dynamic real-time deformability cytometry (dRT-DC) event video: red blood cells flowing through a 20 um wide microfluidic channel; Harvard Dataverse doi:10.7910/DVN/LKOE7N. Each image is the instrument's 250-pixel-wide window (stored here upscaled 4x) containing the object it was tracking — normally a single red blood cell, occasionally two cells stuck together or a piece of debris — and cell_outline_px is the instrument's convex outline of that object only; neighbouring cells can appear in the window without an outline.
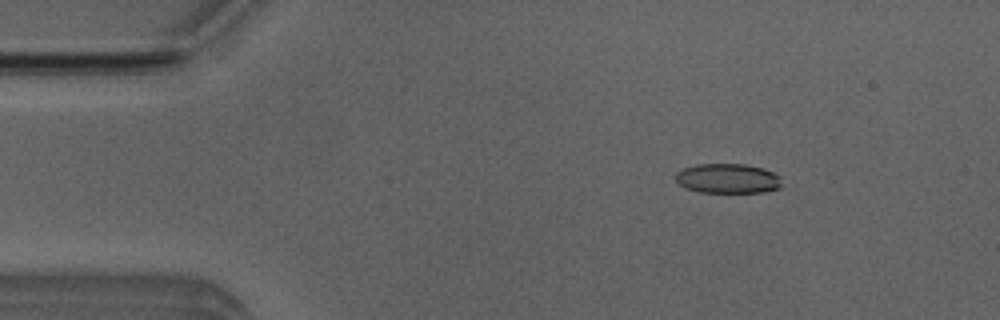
{"species": "Egyptian fruit bat (a non-hibernating species)", "species_latin": "Rousettus aegyptiacus", "temperature_condition": "room temperature", "stored_images_in_passage": 51, "camera_frame_rate_fps": 3000, "um_per_image_px": 0.085, "animal": {"sex": "male"}, "frame": {"image": 1, "passage_image": 7, "time_ms": 2.0, "image_size_px": [1000, 320], "cell_outline_px": [[780, 188], [764, 192], [700, 192], [684, 188], [676, 180], [676, 172], [684, 168], [696, 164], [744, 164], [764, 168], [780, 176]], "centroid_in_image_um": [61.85, 15.17], "position_along_channel_um": 23.1, "area_um2": 18.38}}
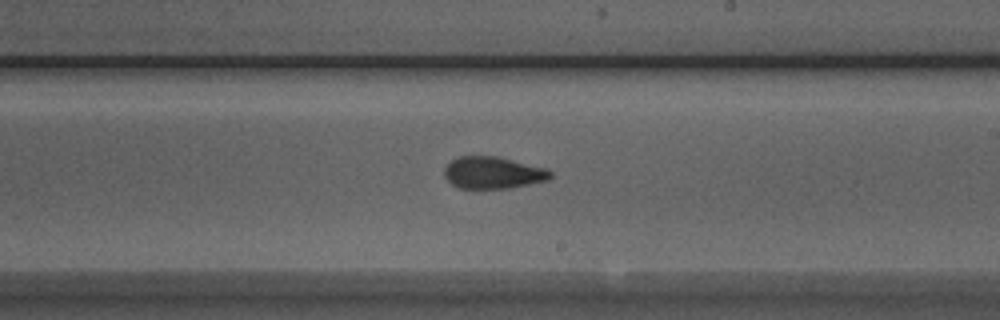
{"frame": {"image": 2, "passage_image": 29, "time_ms": 9.333, "image_size_px": [1000, 320], "cell_outline_px": [[552, 176], [548, 180], [508, 188], [460, 188], [452, 184], [444, 176], [444, 168], [452, 160], [460, 156], [500, 156], [544, 168], [552, 172]], "centroid_in_image_um": [41.89, 14.67], "position_along_channel_um": 247.1, "area_um2": 19.65}}
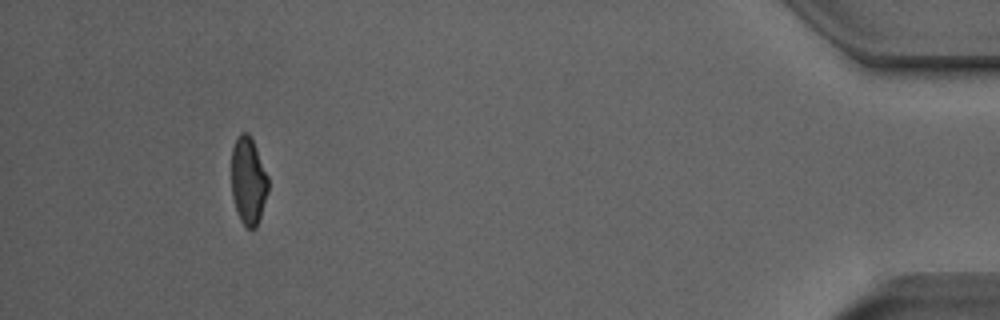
{"frame": {"image": 3, "passage_image": 47, "time_ms": 15.333, "image_size_px": [1000, 320], "cell_outline_px": [[268, 192], [256, 228], [248, 228], [240, 220], [232, 196], [232, 148], [240, 132], [248, 132], [256, 148], [268, 176]], "centroid_in_image_um": [21.11, 15.36], "position_along_channel_um": 414.1, "area_um2": 18.5}, "authors_computed_cell_mechanics": {"area_um2": 19.652, "velocity_mm_per_s": 3.9904, "shape_relaxation_time_tau1_ms": 7.3043, "shape_relaxation_time_tau2_ms": 1.6136, "deformation_change_tau1": 0.1922, "deformation_change_tau2": 0.0862}}